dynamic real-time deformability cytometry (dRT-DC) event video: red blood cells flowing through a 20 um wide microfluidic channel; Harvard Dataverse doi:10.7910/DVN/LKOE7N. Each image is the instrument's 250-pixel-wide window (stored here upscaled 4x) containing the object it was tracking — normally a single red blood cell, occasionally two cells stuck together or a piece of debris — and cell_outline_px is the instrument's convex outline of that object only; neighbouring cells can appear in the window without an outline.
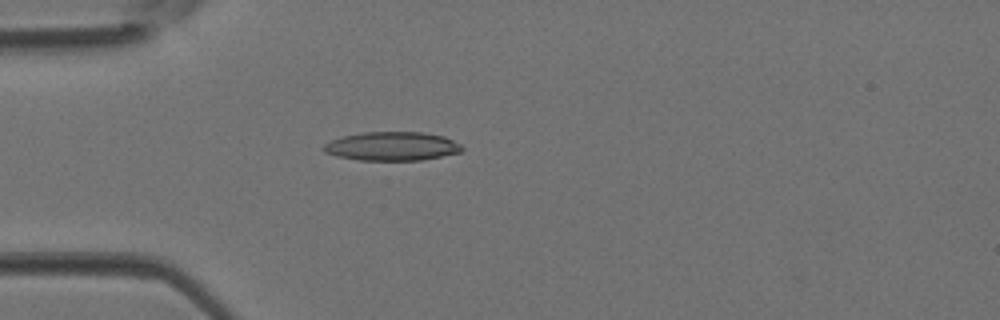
{"species": "Egyptian fruit bat (a non-hibernating species)", "species_latin": "Rousettus aegyptiacus", "temperature_condition": "room temperature", "stored_images_in_passage": 1, "camera_frame_rate_fps": 3000, "um_per_image_px": 0.085, "animal": {"sex": "female"}, "frame": {"image": 1, "passage_image": 1, "time_ms": 0.0, "image_size_px": [1000, 320], "cell_outline_px": [[464, 148], [460, 152], [424, 160], [360, 160], [336, 156], [324, 152], [320, 148], [324, 144], [332, 140], [344, 136], [364, 132], [420, 132], [444, 136], [460, 144]], "centroid_in_image_um": [33.31, 12.43], "position_along_channel_um": 51.7, "area_um2": 23.18}}